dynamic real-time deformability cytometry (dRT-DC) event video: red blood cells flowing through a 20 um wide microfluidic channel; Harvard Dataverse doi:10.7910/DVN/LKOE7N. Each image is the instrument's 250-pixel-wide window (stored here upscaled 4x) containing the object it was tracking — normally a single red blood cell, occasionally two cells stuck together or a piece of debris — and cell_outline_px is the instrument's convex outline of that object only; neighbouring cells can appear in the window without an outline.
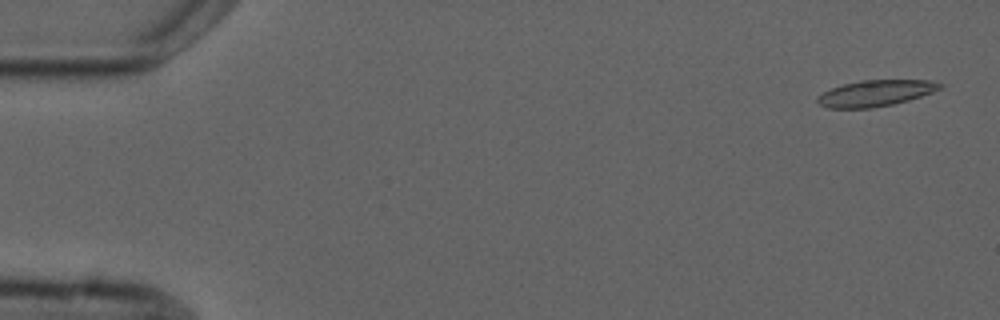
{"species": "common noctule bat (a hibernating species)", "species_latin": "Nyctalus noctula", "temperature_condition": "cold", "stored_images_in_passage": 10, "segment_of_instrument_passage": [1, 2], "camera_frame_rate_fps": 3000, "um_per_image_px": 0.085, "animal": {"sex": "male", "forearm_length_mm": 52.5}, "frame": {"image": 1, "passage_image": 1, "time_ms": 0.0, "image_size_px": [1000, 320], "cell_outline_px": [[944, 84], [940, 88], [932, 92], [908, 100], [892, 104], [872, 108], [828, 108], [820, 104], [816, 100], [816, 96], [832, 88], [844, 84], [860, 80], [932, 80]], "centroid_in_image_um": [74.41, 7.92], "position_along_channel_um": 10.6, "area_um2": 18.55}}
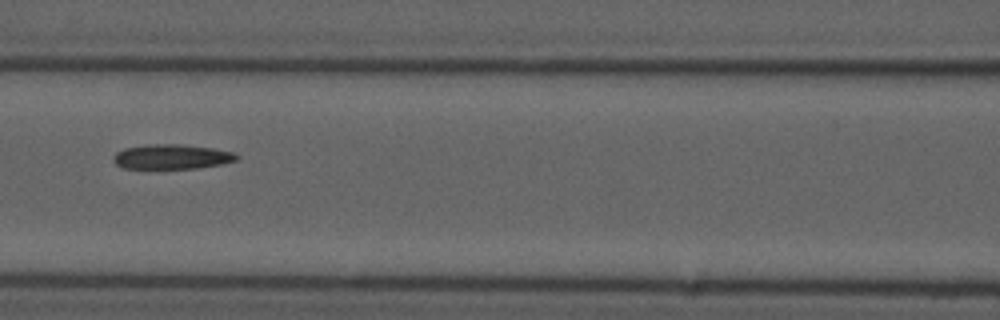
{"frame": {"image": 2, "passage_image": 7, "time_ms": 7.333, "image_size_px": [1000, 320], "cell_outline_px": [[240, 156], [236, 160], [220, 164], [196, 168], [124, 168], [116, 164], [112, 160], [112, 156], [116, 152], [124, 148], [148, 144], [180, 144], [212, 148], [232, 152]], "centroid_in_image_um": [14.55, 13.31], "position_along_channel_um": 152.0, "area_um2": 17.69}}
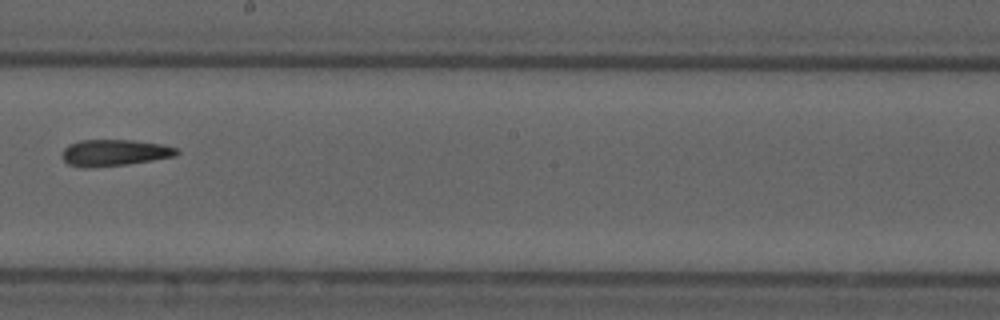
{"frame": {"image": 3, "passage_image": 9, "time_ms": 9.667, "image_size_px": [1000, 320], "cell_outline_px": [[180, 152], [176, 156], [152, 160], [124, 164], [88, 168], [84, 168], [68, 164], [64, 160], [64, 148], [68, 144], [80, 140], [132, 140], [160, 144], [176, 148]], "centroid_in_image_um": [9.72, 12.98], "position_along_channel_um": 238.5, "area_um2": 17.46}}